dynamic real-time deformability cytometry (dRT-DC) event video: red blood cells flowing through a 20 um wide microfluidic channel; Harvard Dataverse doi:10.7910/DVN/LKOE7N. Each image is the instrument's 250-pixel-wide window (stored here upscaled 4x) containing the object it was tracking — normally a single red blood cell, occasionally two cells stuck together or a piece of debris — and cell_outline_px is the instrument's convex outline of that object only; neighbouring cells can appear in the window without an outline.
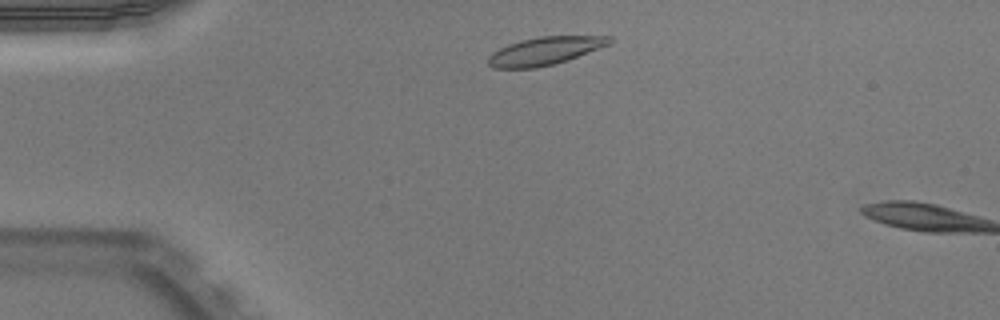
{"species": "Egyptian fruit bat (a non-hibernating species)", "species_latin": "Rousettus aegyptiacus", "temperature_condition": "warm", "stored_images_in_passage": 6, "camera_frame_rate_fps": 3000, "um_per_image_px": 0.085, "animal": {"sex": "male"}, "frame": {"image": 1, "passage_image": 4, "time_ms": 1.0, "image_size_px": [1000, 320], "cell_outline_px": [[612, 40], [608, 44], [568, 60], [536, 68], [492, 68], [488, 64], [488, 56], [492, 52], [508, 44], [520, 40], [540, 36], [612, 36]], "centroid_in_image_um": [46.26, 4.33], "position_along_channel_um": 38.7, "area_um2": 19.59}}